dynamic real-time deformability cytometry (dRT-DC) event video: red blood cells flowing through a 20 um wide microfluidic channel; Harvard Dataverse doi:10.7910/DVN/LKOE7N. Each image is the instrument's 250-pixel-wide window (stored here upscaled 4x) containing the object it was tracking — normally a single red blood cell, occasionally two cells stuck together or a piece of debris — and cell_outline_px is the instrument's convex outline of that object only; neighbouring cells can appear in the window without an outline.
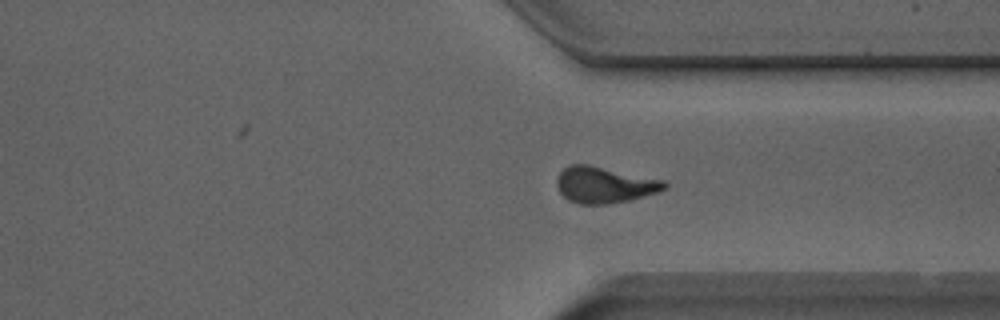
{"species": "Egyptian fruit bat (a non-hibernating species)", "species_latin": "Rousettus aegyptiacus", "temperature_condition": "room temperature", "stored_images_in_passage": 50, "camera_frame_rate_fps": 3000, "um_per_image_px": 0.085, "animal": {"sex": "male"}, "frame": {"image": 1, "passage_image": 36, "time_ms": 11.667, "image_size_px": [1000, 320], "cell_outline_px": [[668, 188], [660, 192], [628, 200], [608, 204], [580, 204], [568, 200], [560, 192], [556, 184], [556, 180], [560, 172], [568, 164], [588, 164], [664, 180], [668, 184]], "centroid_in_image_um": [51.39, 15.71], "position_along_channel_um": 360.0, "area_um2": 22.83}}
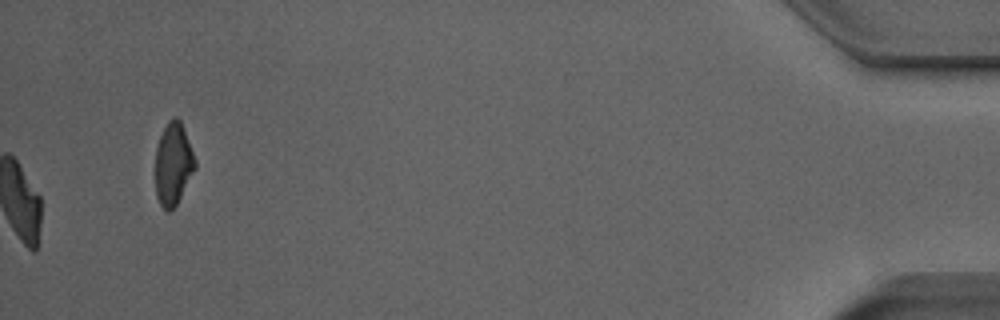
{"frame": {"image": 2, "passage_image": 50, "time_ms": 16.333, "image_size_px": [1000, 320], "cell_outline_px": [[196, 168], [176, 204], [168, 212], [160, 204], [156, 196], [156, 148], [160, 136], [168, 120], [176, 116], [180, 120], [196, 160]], "centroid_in_image_um": [14.72, 13.92], "position_along_channel_um": 420.5, "area_um2": 18.79}, "authors_computed_cell_mechanics": {"area_um2": 22.0507, "velocity_mm_per_s": 3.9679, "shape_relaxation_time_tau1_ms": 6.1049, "shape_relaxation_time_tau2_ms": 1.938, "deformation_change_tau1": 0.1938, "deformation_change_tau2": 0.1116}}